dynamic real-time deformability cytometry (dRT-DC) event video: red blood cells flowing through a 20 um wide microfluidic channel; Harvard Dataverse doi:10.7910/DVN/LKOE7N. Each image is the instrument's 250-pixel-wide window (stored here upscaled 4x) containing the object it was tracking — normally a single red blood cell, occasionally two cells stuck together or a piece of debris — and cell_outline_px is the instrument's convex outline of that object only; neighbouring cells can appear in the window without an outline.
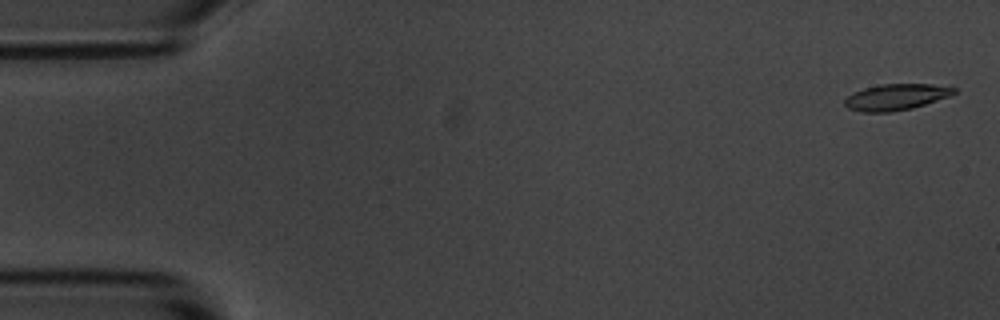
{"species": "common noctule bat (a hibernating species)", "species_latin": "Nyctalus noctula", "temperature_condition": "room temperature", "stored_images_in_passage": 55, "camera_frame_rate_fps": 3000, "um_per_image_px": 0.085, "animal": {"sex": "male", "body_mass_g": 20.1, "forearm_length_mm": 53.5}, "frame": {"image": 1, "passage_image": 2, "time_ms": 0.333, "image_size_px": [1000, 320], "cell_outline_px": [[956, 92], [948, 96], [912, 108], [892, 112], [860, 112], [848, 108], [844, 104], [844, 100], [852, 92], [864, 88], [880, 84], [932, 84], [956, 88]], "centroid_in_image_um": [76.11, 8.25], "position_along_channel_um": 8.9, "area_um2": 16.59}}
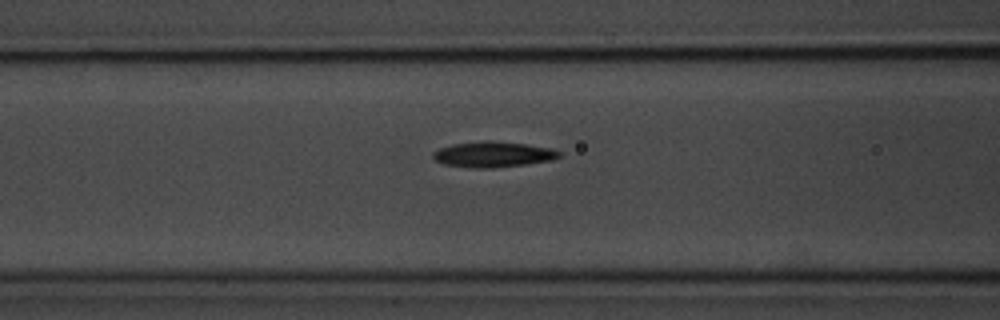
{"frame": {"image": 2, "passage_image": 22, "time_ms": 7.0, "image_size_px": [1000, 320], "cell_outline_px": [[560, 156], [552, 160], [524, 164], [492, 168], [476, 168], [444, 164], [436, 160], [432, 156], [432, 152], [440, 148], [452, 144], [484, 140], [488, 140], [524, 144], [552, 148], [560, 152]], "centroid_in_image_um": [41.89, 13.11], "position_along_channel_um": 124.7, "area_um2": 18.67}}
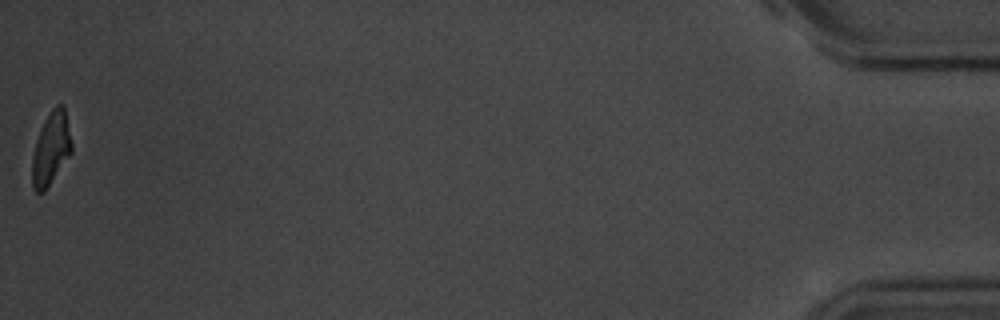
{"frame": {"image": 3, "passage_image": 55, "time_ms": 18.0, "image_size_px": [1000, 320], "cell_outline_px": [[72, 152], [44, 192], [36, 192], [32, 188], [32, 160], [36, 144], [40, 132], [52, 108], [56, 104], [64, 104], [72, 144]], "centroid_in_image_um": [4.35, 12.65], "position_along_channel_um": 430.8, "area_um2": 16.36}, "authors_computed_cell_mechanics": {"area_um2": 17.6868, "velocity_mm_per_s": 3.6759, "shape_relaxation_time_tau1_ms": 4.0683, "shape_relaxation_time_tau2_ms": 5.6347, "deformation_change_tau1": 0.1496, "deformation_change_tau2": 0.1413}}